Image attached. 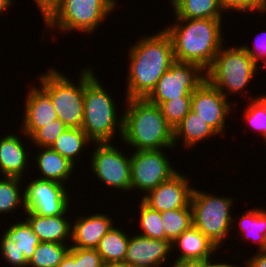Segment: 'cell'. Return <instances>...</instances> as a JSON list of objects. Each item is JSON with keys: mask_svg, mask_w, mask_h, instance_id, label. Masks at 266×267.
I'll use <instances>...</instances> for the list:
<instances>
[{"mask_svg": "<svg viewBox=\"0 0 266 267\" xmlns=\"http://www.w3.org/2000/svg\"><path fill=\"white\" fill-rule=\"evenodd\" d=\"M228 100L206 80L192 93L191 111L195 112L221 137L226 134L224 132L226 120L235 108L233 101L231 103Z\"/></svg>", "mask_w": 266, "mask_h": 267, "instance_id": "13", "label": "cell"}, {"mask_svg": "<svg viewBox=\"0 0 266 267\" xmlns=\"http://www.w3.org/2000/svg\"><path fill=\"white\" fill-rule=\"evenodd\" d=\"M260 33L263 35H260ZM257 35L254 38V43H251L253 46H248L246 43V45L242 44L241 47L244 48L257 66H259L261 61H264L263 67L266 69V30L259 32Z\"/></svg>", "mask_w": 266, "mask_h": 267, "instance_id": "38", "label": "cell"}, {"mask_svg": "<svg viewBox=\"0 0 266 267\" xmlns=\"http://www.w3.org/2000/svg\"><path fill=\"white\" fill-rule=\"evenodd\" d=\"M94 150L90 158L91 168L97 179L110 190L131 191V155L126 156L123 150L113 146V142L92 143Z\"/></svg>", "mask_w": 266, "mask_h": 267, "instance_id": "9", "label": "cell"}, {"mask_svg": "<svg viewBox=\"0 0 266 267\" xmlns=\"http://www.w3.org/2000/svg\"><path fill=\"white\" fill-rule=\"evenodd\" d=\"M177 172L169 180L162 182L141 199L150 208L161 212L186 208L190 204L193 188L190 178Z\"/></svg>", "mask_w": 266, "mask_h": 267, "instance_id": "14", "label": "cell"}, {"mask_svg": "<svg viewBox=\"0 0 266 267\" xmlns=\"http://www.w3.org/2000/svg\"><path fill=\"white\" fill-rule=\"evenodd\" d=\"M68 209L64 214L57 216H41L25 211L24 219L30 224L37 234L40 242H54L61 244L71 243L72 222H70ZM67 217V218H66ZM70 240V241H67ZM68 242V243H67Z\"/></svg>", "mask_w": 266, "mask_h": 267, "instance_id": "19", "label": "cell"}, {"mask_svg": "<svg viewBox=\"0 0 266 267\" xmlns=\"http://www.w3.org/2000/svg\"><path fill=\"white\" fill-rule=\"evenodd\" d=\"M140 204V205H139ZM139 212V235L157 239L165 240V231L162 224L161 213L150 208L142 200L138 203Z\"/></svg>", "mask_w": 266, "mask_h": 267, "instance_id": "31", "label": "cell"}, {"mask_svg": "<svg viewBox=\"0 0 266 267\" xmlns=\"http://www.w3.org/2000/svg\"><path fill=\"white\" fill-rule=\"evenodd\" d=\"M237 223L235 227V222ZM233 226L236 230L234 232H238V236H242L244 241L253 240L255 245H257V251L266 250V208H256L253 207L250 210H246L244 214L240 218L235 219L233 217ZM257 243V244H256Z\"/></svg>", "mask_w": 266, "mask_h": 267, "instance_id": "22", "label": "cell"}, {"mask_svg": "<svg viewBox=\"0 0 266 267\" xmlns=\"http://www.w3.org/2000/svg\"><path fill=\"white\" fill-rule=\"evenodd\" d=\"M25 96L23 121L19 134L29 139L38 129L58 119L56 110L50 100L49 93L38 84L31 85Z\"/></svg>", "mask_w": 266, "mask_h": 267, "instance_id": "15", "label": "cell"}, {"mask_svg": "<svg viewBox=\"0 0 266 267\" xmlns=\"http://www.w3.org/2000/svg\"><path fill=\"white\" fill-rule=\"evenodd\" d=\"M170 267H203V261L200 260H174Z\"/></svg>", "mask_w": 266, "mask_h": 267, "instance_id": "41", "label": "cell"}, {"mask_svg": "<svg viewBox=\"0 0 266 267\" xmlns=\"http://www.w3.org/2000/svg\"><path fill=\"white\" fill-rule=\"evenodd\" d=\"M174 19L163 29L171 38L175 61L196 64L207 71L225 44L224 19Z\"/></svg>", "mask_w": 266, "mask_h": 267, "instance_id": "2", "label": "cell"}, {"mask_svg": "<svg viewBox=\"0 0 266 267\" xmlns=\"http://www.w3.org/2000/svg\"><path fill=\"white\" fill-rule=\"evenodd\" d=\"M172 8L175 18L184 19L223 18L225 13L220 0H177Z\"/></svg>", "mask_w": 266, "mask_h": 267, "instance_id": "24", "label": "cell"}, {"mask_svg": "<svg viewBox=\"0 0 266 267\" xmlns=\"http://www.w3.org/2000/svg\"><path fill=\"white\" fill-rule=\"evenodd\" d=\"M192 95L182 99L163 102L160 105L162 114L173 130L182 122L191 110Z\"/></svg>", "mask_w": 266, "mask_h": 267, "instance_id": "34", "label": "cell"}, {"mask_svg": "<svg viewBox=\"0 0 266 267\" xmlns=\"http://www.w3.org/2000/svg\"><path fill=\"white\" fill-rule=\"evenodd\" d=\"M18 131L8 133L0 139V174L1 176L24 178V172L29 167V155L27 147L23 143V136L19 137ZM22 139V140H21Z\"/></svg>", "mask_w": 266, "mask_h": 267, "instance_id": "18", "label": "cell"}, {"mask_svg": "<svg viewBox=\"0 0 266 267\" xmlns=\"http://www.w3.org/2000/svg\"><path fill=\"white\" fill-rule=\"evenodd\" d=\"M93 68L95 67L90 65L85 67L84 115L81 129L93 143L114 142L116 133L121 140L123 113H119L115 99L95 76Z\"/></svg>", "mask_w": 266, "mask_h": 267, "instance_id": "4", "label": "cell"}, {"mask_svg": "<svg viewBox=\"0 0 266 267\" xmlns=\"http://www.w3.org/2000/svg\"><path fill=\"white\" fill-rule=\"evenodd\" d=\"M23 180L19 177H0V214H13L20 207L25 212V195L21 186Z\"/></svg>", "mask_w": 266, "mask_h": 267, "instance_id": "28", "label": "cell"}, {"mask_svg": "<svg viewBox=\"0 0 266 267\" xmlns=\"http://www.w3.org/2000/svg\"><path fill=\"white\" fill-rule=\"evenodd\" d=\"M222 8L225 12L238 11L239 13L258 12L259 14H266V3L263 0H220Z\"/></svg>", "mask_w": 266, "mask_h": 267, "instance_id": "36", "label": "cell"}, {"mask_svg": "<svg viewBox=\"0 0 266 267\" xmlns=\"http://www.w3.org/2000/svg\"><path fill=\"white\" fill-rule=\"evenodd\" d=\"M22 220L23 222L18 220L12 225L10 223L3 234L15 242L20 252L24 253L26 261L29 262L40 240L30 224L24 218Z\"/></svg>", "mask_w": 266, "mask_h": 267, "instance_id": "27", "label": "cell"}, {"mask_svg": "<svg viewBox=\"0 0 266 267\" xmlns=\"http://www.w3.org/2000/svg\"><path fill=\"white\" fill-rule=\"evenodd\" d=\"M103 267H135V266L125 261H118V262L104 263Z\"/></svg>", "mask_w": 266, "mask_h": 267, "instance_id": "43", "label": "cell"}, {"mask_svg": "<svg viewBox=\"0 0 266 267\" xmlns=\"http://www.w3.org/2000/svg\"><path fill=\"white\" fill-rule=\"evenodd\" d=\"M172 252L179 250L177 260H200L204 261L214 257L220 249L209 238H207L197 227L191 225L173 242Z\"/></svg>", "mask_w": 266, "mask_h": 267, "instance_id": "20", "label": "cell"}, {"mask_svg": "<svg viewBox=\"0 0 266 267\" xmlns=\"http://www.w3.org/2000/svg\"><path fill=\"white\" fill-rule=\"evenodd\" d=\"M247 101V107H244L243 111L244 121H246L249 128L255 132H259L263 141H266V107L261 103V101L255 97H250Z\"/></svg>", "mask_w": 266, "mask_h": 267, "instance_id": "33", "label": "cell"}, {"mask_svg": "<svg viewBox=\"0 0 266 267\" xmlns=\"http://www.w3.org/2000/svg\"><path fill=\"white\" fill-rule=\"evenodd\" d=\"M36 8L42 15L43 22L52 14V12L58 7L60 0H34Z\"/></svg>", "mask_w": 266, "mask_h": 267, "instance_id": "39", "label": "cell"}, {"mask_svg": "<svg viewBox=\"0 0 266 267\" xmlns=\"http://www.w3.org/2000/svg\"><path fill=\"white\" fill-rule=\"evenodd\" d=\"M117 0H60L58 7L44 21L47 31L68 34H92L117 8ZM111 13V14H110Z\"/></svg>", "mask_w": 266, "mask_h": 267, "instance_id": "6", "label": "cell"}, {"mask_svg": "<svg viewBox=\"0 0 266 267\" xmlns=\"http://www.w3.org/2000/svg\"><path fill=\"white\" fill-rule=\"evenodd\" d=\"M79 215L72 222L70 247L96 249L103 236L114 226L106 213Z\"/></svg>", "mask_w": 266, "mask_h": 267, "instance_id": "17", "label": "cell"}, {"mask_svg": "<svg viewBox=\"0 0 266 267\" xmlns=\"http://www.w3.org/2000/svg\"><path fill=\"white\" fill-rule=\"evenodd\" d=\"M258 69L260 67L241 45L229 48L223 45L206 71V80L226 98L240 93L247 96L246 87L256 77Z\"/></svg>", "mask_w": 266, "mask_h": 267, "instance_id": "5", "label": "cell"}, {"mask_svg": "<svg viewBox=\"0 0 266 267\" xmlns=\"http://www.w3.org/2000/svg\"><path fill=\"white\" fill-rule=\"evenodd\" d=\"M40 148V150H39ZM38 153L33 155L39 179L56 181L66 185L74 174L76 166L61 156L51 147H37ZM41 151V152H40Z\"/></svg>", "mask_w": 266, "mask_h": 267, "instance_id": "21", "label": "cell"}, {"mask_svg": "<svg viewBox=\"0 0 266 267\" xmlns=\"http://www.w3.org/2000/svg\"><path fill=\"white\" fill-rule=\"evenodd\" d=\"M205 81L206 71L200 66L175 61L145 99L160 106L163 102L192 95Z\"/></svg>", "mask_w": 266, "mask_h": 267, "instance_id": "10", "label": "cell"}, {"mask_svg": "<svg viewBox=\"0 0 266 267\" xmlns=\"http://www.w3.org/2000/svg\"><path fill=\"white\" fill-rule=\"evenodd\" d=\"M93 143L81 128H67L51 146L57 153L68 159L75 166V162L84 155V149ZM79 156V157H78Z\"/></svg>", "mask_w": 266, "mask_h": 267, "instance_id": "25", "label": "cell"}, {"mask_svg": "<svg viewBox=\"0 0 266 267\" xmlns=\"http://www.w3.org/2000/svg\"><path fill=\"white\" fill-rule=\"evenodd\" d=\"M129 235L115 225L103 236L96 248L104 263L124 261Z\"/></svg>", "mask_w": 266, "mask_h": 267, "instance_id": "26", "label": "cell"}, {"mask_svg": "<svg viewBox=\"0 0 266 267\" xmlns=\"http://www.w3.org/2000/svg\"><path fill=\"white\" fill-rule=\"evenodd\" d=\"M24 187L25 211L41 216H57L72 208V198L69 197L68 186L64 184L32 178Z\"/></svg>", "mask_w": 266, "mask_h": 267, "instance_id": "12", "label": "cell"}, {"mask_svg": "<svg viewBox=\"0 0 266 267\" xmlns=\"http://www.w3.org/2000/svg\"><path fill=\"white\" fill-rule=\"evenodd\" d=\"M125 99H145L175 62L172 41L160 31L142 35L130 46Z\"/></svg>", "mask_w": 266, "mask_h": 267, "instance_id": "1", "label": "cell"}, {"mask_svg": "<svg viewBox=\"0 0 266 267\" xmlns=\"http://www.w3.org/2000/svg\"><path fill=\"white\" fill-rule=\"evenodd\" d=\"M162 224L165 231V240L173 242L186 229L193 225L192 208L173 209L161 212Z\"/></svg>", "mask_w": 266, "mask_h": 267, "instance_id": "29", "label": "cell"}, {"mask_svg": "<svg viewBox=\"0 0 266 267\" xmlns=\"http://www.w3.org/2000/svg\"><path fill=\"white\" fill-rule=\"evenodd\" d=\"M172 255L171 242L129 234V243L124 258L125 262L135 267H161ZM167 260V261H166Z\"/></svg>", "mask_w": 266, "mask_h": 267, "instance_id": "16", "label": "cell"}, {"mask_svg": "<svg viewBox=\"0 0 266 267\" xmlns=\"http://www.w3.org/2000/svg\"><path fill=\"white\" fill-rule=\"evenodd\" d=\"M219 134L205 123L195 112L191 111L182 120V122L174 129V149L182 140L183 147L187 150L195 147L204 139L215 137Z\"/></svg>", "mask_w": 266, "mask_h": 267, "instance_id": "23", "label": "cell"}, {"mask_svg": "<svg viewBox=\"0 0 266 267\" xmlns=\"http://www.w3.org/2000/svg\"><path fill=\"white\" fill-rule=\"evenodd\" d=\"M97 249L70 247L57 267H103Z\"/></svg>", "mask_w": 266, "mask_h": 267, "instance_id": "32", "label": "cell"}, {"mask_svg": "<svg viewBox=\"0 0 266 267\" xmlns=\"http://www.w3.org/2000/svg\"><path fill=\"white\" fill-rule=\"evenodd\" d=\"M121 141L133 151L174 148V130L161 108L146 99H125Z\"/></svg>", "mask_w": 266, "mask_h": 267, "instance_id": "3", "label": "cell"}, {"mask_svg": "<svg viewBox=\"0 0 266 267\" xmlns=\"http://www.w3.org/2000/svg\"><path fill=\"white\" fill-rule=\"evenodd\" d=\"M164 150H140L130 153L131 191L138 189L143 192V197L144 192L146 195L178 172Z\"/></svg>", "mask_w": 266, "mask_h": 267, "instance_id": "11", "label": "cell"}, {"mask_svg": "<svg viewBox=\"0 0 266 267\" xmlns=\"http://www.w3.org/2000/svg\"><path fill=\"white\" fill-rule=\"evenodd\" d=\"M170 5L172 6L177 0H169Z\"/></svg>", "mask_w": 266, "mask_h": 267, "instance_id": "46", "label": "cell"}, {"mask_svg": "<svg viewBox=\"0 0 266 267\" xmlns=\"http://www.w3.org/2000/svg\"><path fill=\"white\" fill-rule=\"evenodd\" d=\"M257 98L261 101V103L266 107V95H258Z\"/></svg>", "mask_w": 266, "mask_h": 267, "instance_id": "45", "label": "cell"}, {"mask_svg": "<svg viewBox=\"0 0 266 267\" xmlns=\"http://www.w3.org/2000/svg\"><path fill=\"white\" fill-rule=\"evenodd\" d=\"M213 258L215 257H210L206 260L203 261V267H240V266H237L236 264H233V263H225V261L223 263L221 262H218V261H211ZM216 262V263H215Z\"/></svg>", "mask_w": 266, "mask_h": 267, "instance_id": "42", "label": "cell"}, {"mask_svg": "<svg viewBox=\"0 0 266 267\" xmlns=\"http://www.w3.org/2000/svg\"><path fill=\"white\" fill-rule=\"evenodd\" d=\"M78 83L52 67L38 75L39 84L49 93L58 119L67 128H82L84 115L85 68L80 69Z\"/></svg>", "mask_w": 266, "mask_h": 267, "instance_id": "7", "label": "cell"}, {"mask_svg": "<svg viewBox=\"0 0 266 267\" xmlns=\"http://www.w3.org/2000/svg\"><path fill=\"white\" fill-rule=\"evenodd\" d=\"M69 249L67 244L40 242L27 267H57Z\"/></svg>", "mask_w": 266, "mask_h": 267, "instance_id": "30", "label": "cell"}, {"mask_svg": "<svg viewBox=\"0 0 266 267\" xmlns=\"http://www.w3.org/2000/svg\"><path fill=\"white\" fill-rule=\"evenodd\" d=\"M67 129L65 124L56 119L38 129L30 138L31 144L36 147H51L57 138Z\"/></svg>", "mask_w": 266, "mask_h": 267, "instance_id": "35", "label": "cell"}, {"mask_svg": "<svg viewBox=\"0 0 266 267\" xmlns=\"http://www.w3.org/2000/svg\"><path fill=\"white\" fill-rule=\"evenodd\" d=\"M233 199L235 198L231 196L211 195V193L203 192L202 189L199 190L195 187L192 191L190 205L193 225L220 249L232 231Z\"/></svg>", "mask_w": 266, "mask_h": 267, "instance_id": "8", "label": "cell"}, {"mask_svg": "<svg viewBox=\"0 0 266 267\" xmlns=\"http://www.w3.org/2000/svg\"><path fill=\"white\" fill-rule=\"evenodd\" d=\"M257 252L251 258L247 257L248 259H244V267H266V250Z\"/></svg>", "mask_w": 266, "mask_h": 267, "instance_id": "40", "label": "cell"}, {"mask_svg": "<svg viewBox=\"0 0 266 267\" xmlns=\"http://www.w3.org/2000/svg\"><path fill=\"white\" fill-rule=\"evenodd\" d=\"M14 0H0V15L1 13L4 14L5 11L11 7V5H14Z\"/></svg>", "mask_w": 266, "mask_h": 267, "instance_id": "44", "label": "cell"}, {"mask_svg": "<svg viewBox=\"0 0 266 267\" xmlns=\"http://www.w3.org/2000/svg\"><path fill=\"white\" fill-rule=\"evenodd\" d=\"M0 250L1 256L3 255L2 258L4 257L3 260L5 259V262L9 263L8 265L13 267L28 266V262L24 258V253L20 252L15 242L8 239L4 234L0 237Z\"/></svg>", "mask_w": 266, "mask_h": 267, "instance_id": "37", "label": "cell"}]
</instances>
